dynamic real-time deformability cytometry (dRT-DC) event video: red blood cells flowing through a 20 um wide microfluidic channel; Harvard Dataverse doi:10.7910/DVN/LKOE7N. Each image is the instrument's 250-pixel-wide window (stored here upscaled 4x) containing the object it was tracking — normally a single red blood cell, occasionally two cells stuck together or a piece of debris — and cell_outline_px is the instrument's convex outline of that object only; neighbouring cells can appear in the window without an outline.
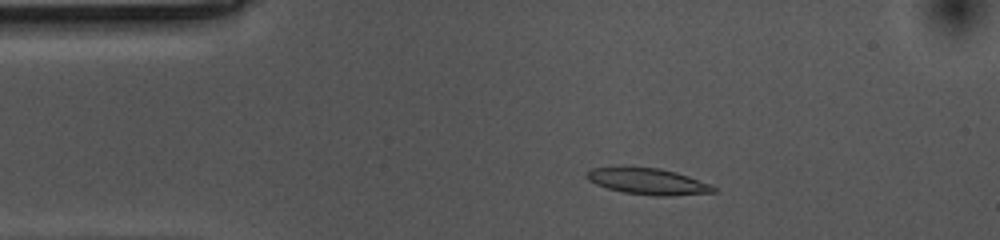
{"species": "common noctule bat (a hibernating species)", "species_latin": "Nyctalus noctula", "temperature_condition": "cold", "stored_images_in_passage": 36, "camera_frame_rate_fps": 3000, "um_per_image_px": 0.085, "animal": {"sex": "female", "body_mass_g": 10.0, "forearm_length_mm": 53.1}, "frame": {"image": 1, "passage_image": 1, "time_ms": 0.0, "image_size_px": [1000, 240], "cell_outline_px": [[716, 192], [672, 196], [656, 196], [624, 192], [608, 188], [596, 184], [588, 180], [588, 172], [592, 168], [660, 168], [676, 172], [712, 184], [716, 188]], "centroid_in_image_um": [55.17, 15.44], "position_along_channel_um": 29.8, "area_um2": 19.02}}
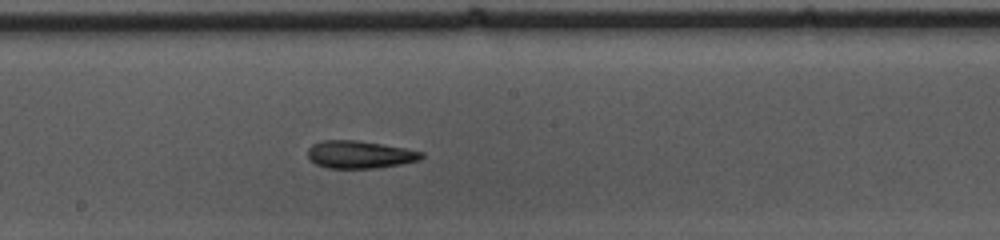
{"frame": {"image": 2, "passage_image": 20, "time_ms": 6.333, "image_size_px": [1000, 240], "cell_outline_px": [[424, 156], [420, 160], [400, 164], [376, 168], [328, 168], [316, 164], [308, 156], [308, 148], [312, 144], [320, 140], [356, 140], [404, 148], [424, 152]], "centroid_in_image_um": [30.57, 13.13], "position_along_channel_um": 217.6, "area_um2": 18.21}}
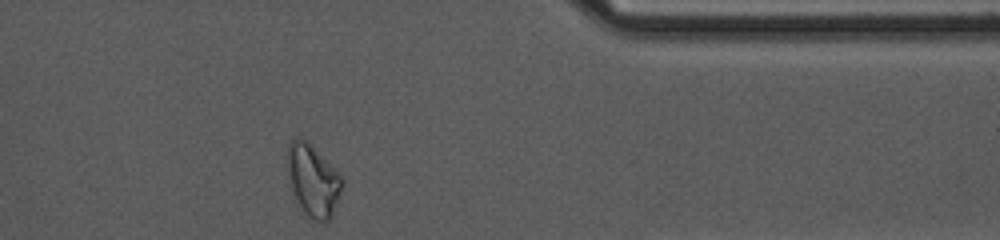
{"frame": {"image": 3, "passage_image": 36, "time_ms": 11.667, "image_size_px": [1000, 240], "cell_outline_px": [[344, 184], [332, 216], [324, 224], [312, 220], [304, 212], [292, 188], [284, 160], [284, 152], [288, 144], [296, 136], [300, 136], [312, 144], [344, 180]], "centroid_in_image_um": [26.58, 15.28], "position_along_channel_um": 384.8, "area_um2": 23.29}, "authors_computed_cell_mechanics": {"area_um2": 18.6694, "velocity_mm_per_s": 3.5305, "shape_relaxation_time_tau1_ms": null, "shape_relaxation_time_tau2_ms": 6.4766, "deformation_change_tau1": null, "deformation_change_tau2": 0.169}}